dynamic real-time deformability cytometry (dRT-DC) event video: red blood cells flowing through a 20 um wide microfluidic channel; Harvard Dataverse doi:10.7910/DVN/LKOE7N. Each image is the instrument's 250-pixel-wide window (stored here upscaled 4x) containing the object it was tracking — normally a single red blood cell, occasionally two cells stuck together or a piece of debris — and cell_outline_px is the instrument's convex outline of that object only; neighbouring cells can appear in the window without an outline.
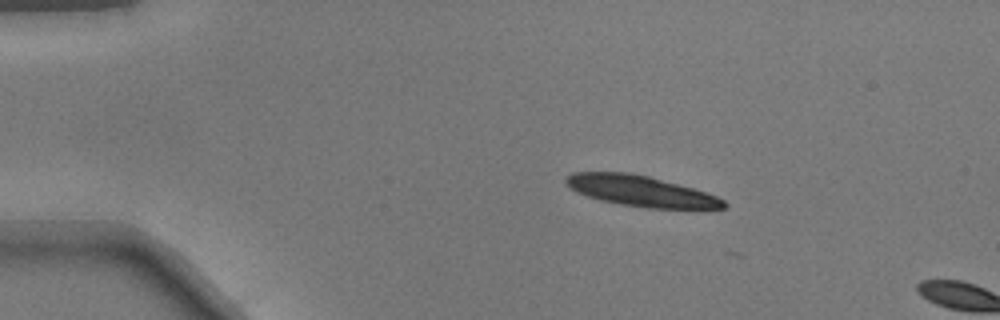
{"species": "common noctule bat (a hibernating species)", "species_latin": "Nyctalus noctula", "temperature_condition": "warm", "stored_images_in_passage": 3, "camera_frame_rate_fps": 3000, "um_per_image_px": 0.085, "animal": {"sex": "male", "body_mass_g": 17.9}, "frame": {"image": 1, "passage_image": 1, "time_ms": 0.0, "image_size_px": [1000, 320], "cell_outline_px": [[728, 204], [724, 208], [648, 208], [620, 204], [600, 200], [576, 192], [564, 180], [572, 172], [632, 172], [648, 176], [692, 188], [716, 196], [724, 200]], "centroid_in_image_um": [54.45, 16.23], "position_along_channel_um": 30.6, "area_um2": 27.86}}